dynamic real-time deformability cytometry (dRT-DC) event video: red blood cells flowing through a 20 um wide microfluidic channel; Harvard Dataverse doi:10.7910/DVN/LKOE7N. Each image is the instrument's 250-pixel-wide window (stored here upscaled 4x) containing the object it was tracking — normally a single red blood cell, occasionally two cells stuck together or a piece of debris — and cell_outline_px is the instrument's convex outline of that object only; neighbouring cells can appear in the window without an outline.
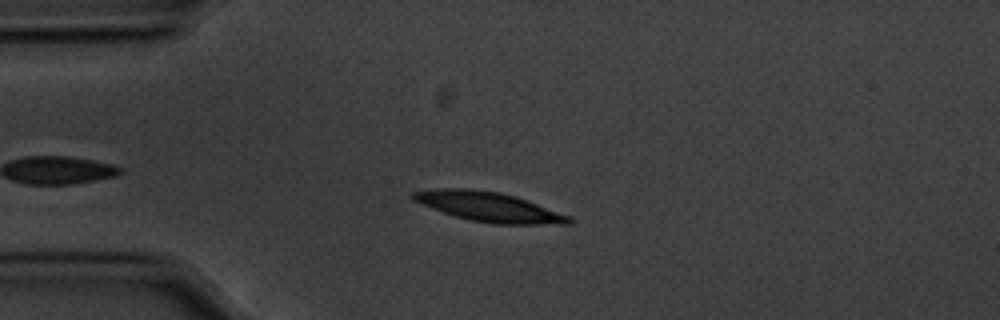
{"species": "common noctule bat (a hibernating species)", "species_latin": "Nyctalus noctula", "temperature_condition": "cold", "stored_images_in_passage": 43, "camera_frame_rate_fps": 3000, "um_per_image_px": 0.085, "animal": {"sex": "male", "body_mass_g": 20.1, "forearm_length_mm": 53.5}, "frame": {"image": 1, "passage_image": 4, "time_ms": 1.0, "image_size_px": [1000, 320], "cell_outline_px": [[572, 224], [496, 224], [472, 220], [456, 216], [444, 212], [412, 200], [412, 192], [444, 188], [464, 188], [500, 192], [516, 196], [572, 216]], "centroid_in_image_um": [41.63, 17.58], "position_along_channel_um": 43.4, "area_um2": 26.59}}
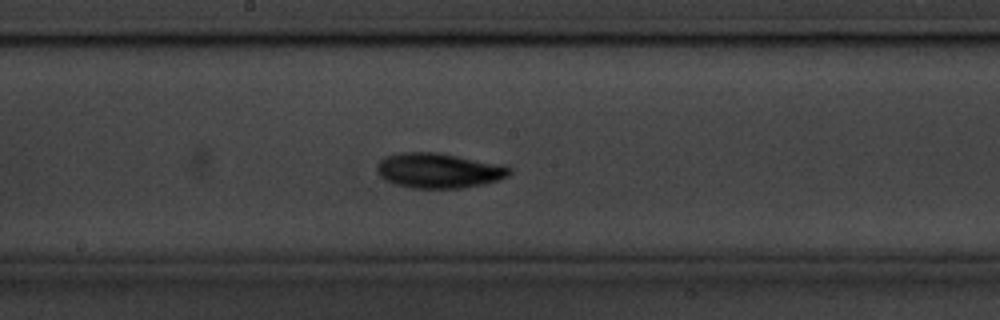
{"frame": {"image": 2, "passage_image": 20, "time_ms": 6.333, "image_size_px": [1000, 320], "cell_outline_px": [[512, 172], [508, 176], [484, 184], [460, 188], [412, 188], [396, 184], [384, 180], [380, 176], [376, 168], [376, 164], [384, 156], [400, 152], [440, 152], [504, 164], [512, 168]], "centroid_in_image_um": [37.3, 14.48], "position_along_channel_um": 210.9, "area_um2": 27.46}}
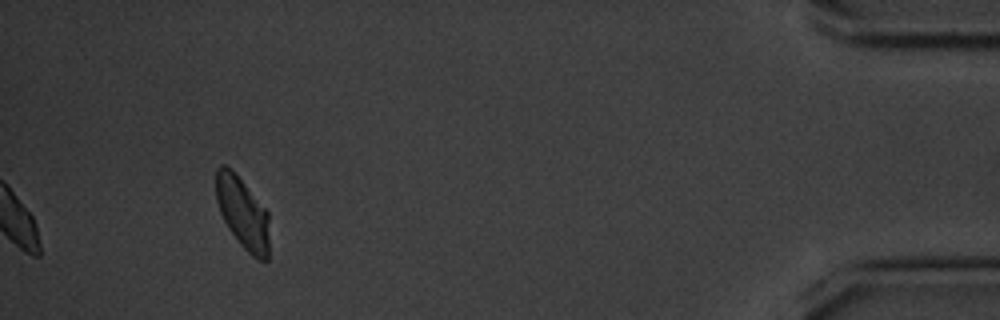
{"frame": {"image": 3, "passage_image": 43, "time_ms": 14.0, "image_size_px": [1000, 320], "cell_outline_px": [[268, 260], [260, 260], [252, 256], [240, 244], [228, 228], [220, 212], [216, 200], [216, 168], [220, 164], [224, 164], [244, 184], [268, 212]], "centroid_in_image_um": [20.61, 18.12], "position_along_channel_um": 414.6, "area_um2": 21.73}, "authors_computed_cell_mechanics": {"area_um2": 24.565, "velocity_mm_per_s": 3.5157, "shape_relaxation_time_tau1_ms": 2.2362, "shape_relaxation_time_tau2_ms": 8.4658, "deformation_change_tau1": 0.113, "deformation_change_tau2": 0.0927}}